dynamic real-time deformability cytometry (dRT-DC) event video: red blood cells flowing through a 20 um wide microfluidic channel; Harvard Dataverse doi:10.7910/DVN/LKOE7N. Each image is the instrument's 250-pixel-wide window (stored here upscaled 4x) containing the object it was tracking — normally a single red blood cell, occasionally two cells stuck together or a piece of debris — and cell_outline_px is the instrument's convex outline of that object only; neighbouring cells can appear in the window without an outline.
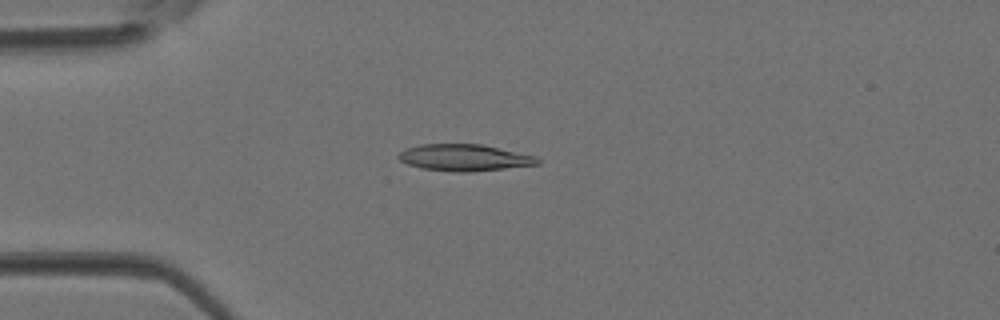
{"species": "Egyptian fruit bat (a non-hibernating species)", "species_latin": "Rousettus aegyptiacus", "temperature_condition": "room temperature", "stored_images_in_passage": 4, "camera_frame_rate_fps": 3000, "um_per_image_px": 0.085, "animal": {"sex": "female"}, "frame": {"image": 1, "passage_image": 3, "time_ms": 0.667, "image_size_px": [1000, 320], "cell_outline_px": [[540, 164], [468, 172], [452, 172], [424, 168], [408, 164], [400, 160], [396, 156], [404, 148], [420, 144], [480, 144], [536, 156], [540, 160]], "centroid_in_image_um": [39.44, 13.39], "position_along_channel_um": 45.6, "area_um2": 21.44}}
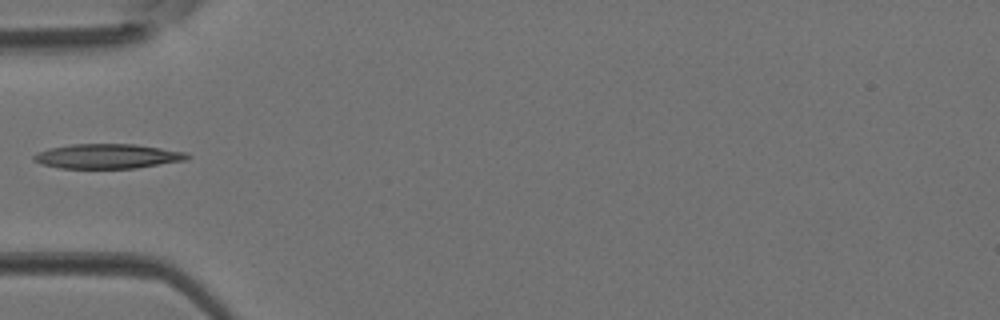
{"frame": {"image": 2, "passage_image": 4, "time_ms": 1.0, "image_size_px": [1000, 320], "cell_outline_px": [[192, 156], [188, 160], [136, 168], [60, 168], [44, 164], [32, 160], [32, 156], [36, 152], [48, 148], [72, 144], [136, 144], [184, 152]], "centroid_in_image_um": [9.13, 13.28], "position_along_channel_um": 75.9, "area_um2": 22.08}}